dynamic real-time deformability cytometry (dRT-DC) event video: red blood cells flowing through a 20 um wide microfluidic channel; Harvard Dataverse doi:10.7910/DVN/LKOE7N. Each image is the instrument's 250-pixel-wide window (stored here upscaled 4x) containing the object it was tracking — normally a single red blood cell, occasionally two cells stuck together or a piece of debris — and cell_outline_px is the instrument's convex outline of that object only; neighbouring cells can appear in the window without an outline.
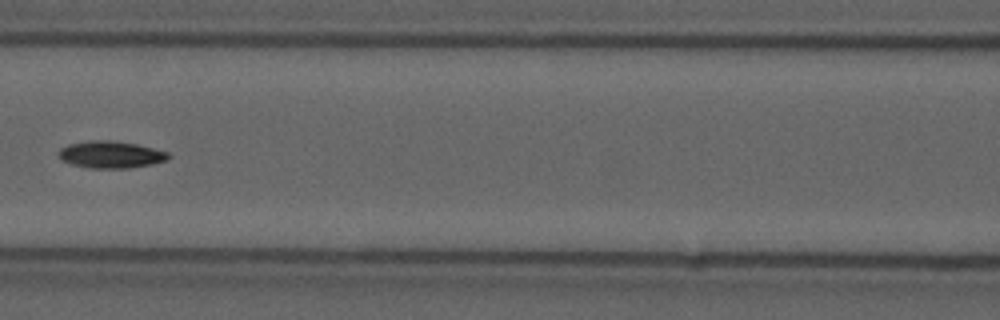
{"species": "common noctule bat (a hibernating species)", "species_latin": "Nyctalus noctula", "temperature_condition": "cold", "stored_images_in_passage": 7, "camera_frame_rate_fps": 3000, "um_per_image_px": 0.085, "animal": {"sex": "male", "forearm_length_mm": 52.5}, "frame": {"image": 1, "passage_image": 7, "time_ms": 2.0, "image_size_px": [1000, 320], "cell_outline_px": [[172, 156], [168, 160], [152, 164], [128, 168], [92, 168], [72, 164], [56, 156], [56, 152], [60, 148], [68, 144], [92, 140], [112, 140], [136, 144], [168, 152]], "centroid_in_image_um": [9.41, 13.13], "position_along_channel_um": 157.2, "area_um2": 17.34}}